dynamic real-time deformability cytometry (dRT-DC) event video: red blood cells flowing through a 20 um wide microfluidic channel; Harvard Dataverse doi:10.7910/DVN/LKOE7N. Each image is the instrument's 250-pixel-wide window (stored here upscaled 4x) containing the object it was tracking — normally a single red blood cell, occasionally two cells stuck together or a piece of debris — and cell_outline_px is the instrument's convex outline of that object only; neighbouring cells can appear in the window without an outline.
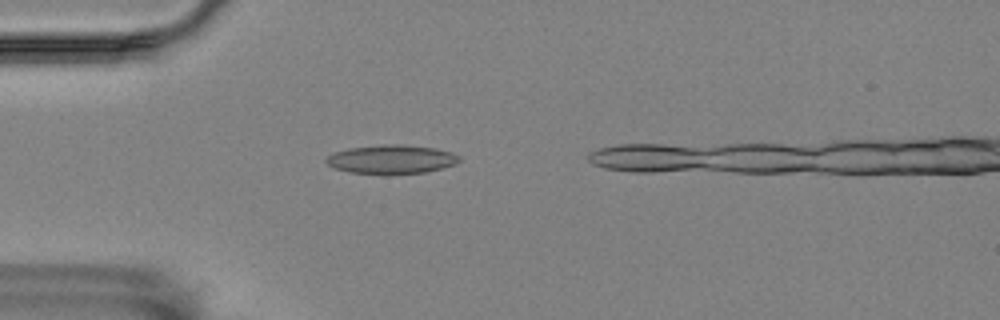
{"species": "Egyptian fruit bat (a non-hibernating species)", "species_latin": "Rousettus aegyptiacus", "temperature_condition": "room temperature", "stored_images_in_passage": 40, "camera_frame_rate_fps": 3000, "um_per_image_px": 0.085, "animal": {"sex": "female"}, "frame": {"image": 1, "passage_image": 9, "time_ms": 2.667, "image_size_px": [1000, 320], "cell_outline_px": [[460, 160], [456, 164], [424, 172], [348, 172], [336, 168], [328, 164], [324, 160], [328, 156], [336, 152], [348, 148], [384, 144], [400, 144], [436, 148], [452, 152], [460, 156]], "centroid_in_image_um": [33.3, 13.5], "position_along_channel_um": 51.7, "area_um2": 21.68}}
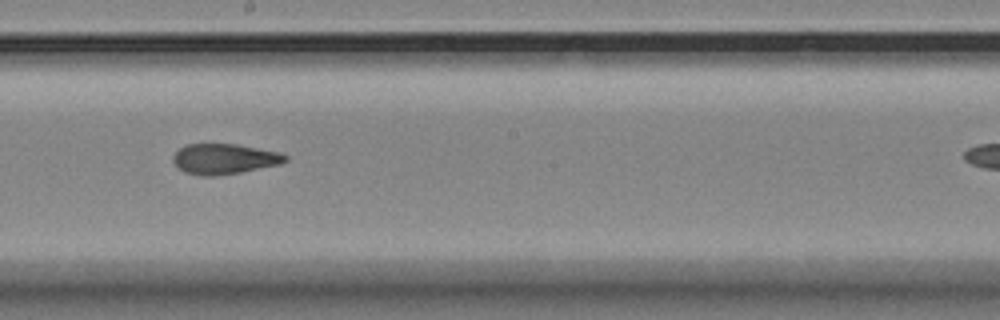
{"frame": {"image": 2, "passage_image": 25, "time_ms": 8.0, "image_size_px": [1000, 320], "cell_outline_px": [[288, 160], [280, 164], [240, 172], [216, 176], [204, 176], [184, 172], [172, 160], [172, 156], [180, 148], [188, 144], [236, 144], [280, 152], [288, 156]], "centroid_in_image_um": [19.08, 13.5], "position_along_channel_um": 229.1, "area_um2": 19.77}}
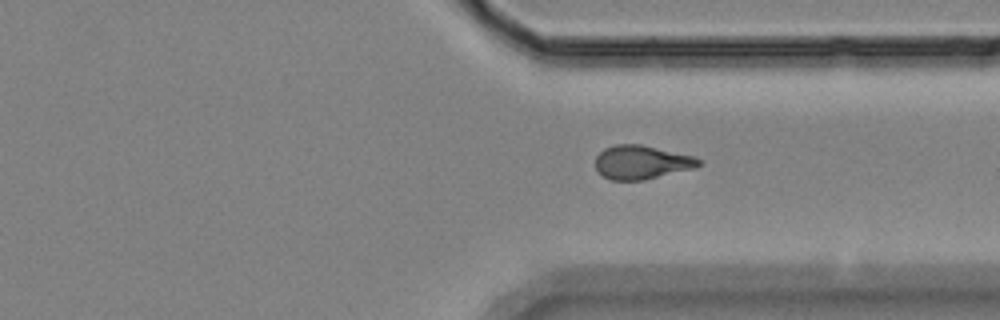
{"frame": {"image": 3, "passage_image": 36, "time_ms": 11.667, "image_size_px": [1000, 320], "cell_outline_px": [[704, 164], [696, 168], [644, 180], [612, 180], [604, 176], [596, 168], [596, 156], [604, 148], [616, 144], [640, 144], [692, 156], [704, 160]], "centroid_in_image_um": [54.58, 13.79], "position_along_channel_um": 356.8, "area_um2": 20.35}}